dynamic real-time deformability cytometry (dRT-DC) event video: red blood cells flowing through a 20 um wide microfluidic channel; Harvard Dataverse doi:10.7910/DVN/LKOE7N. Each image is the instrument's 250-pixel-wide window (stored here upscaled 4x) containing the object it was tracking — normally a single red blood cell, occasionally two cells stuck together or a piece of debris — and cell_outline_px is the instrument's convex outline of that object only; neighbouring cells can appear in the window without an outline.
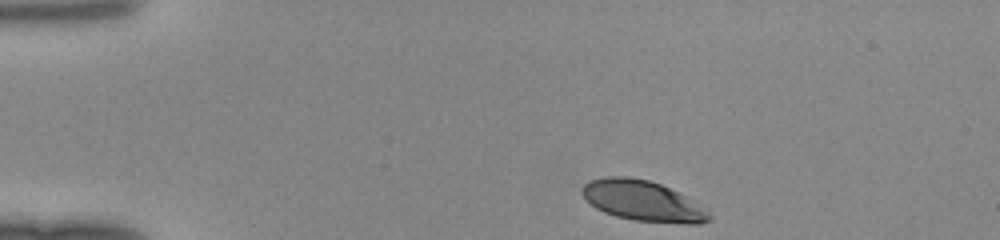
{"species": "human", "species_latin": "Homo sapiens", "temperature_condition": "room temperature", "stored_images_in_passage": 33, "camera_frame_rate_fps": 3000, "um_per_image_px": 0.085, "donor": {"sex": "female"}, "frame": {"image": 1, "passage_image": 1, "time_ms": 0.0, "image_size_px": [1000, 240], "cell_outline_px": [[712, 220], [700, 224], [688, 224], [632, 220], [616, 216], [604, 212], [596, 208], [580, 192], [580, 188], [588, 180], [604, 176], [628, 176], [648, 180], [660, 184], [688, 196], [712, 216]], "centroid_in_image_um": [54.62, 17.07], "position_along_channel_um": 30.4, "area_um2": 30.11}}
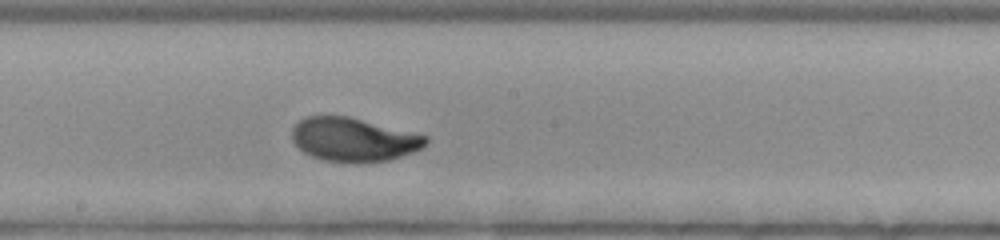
{"frame": {"image": 2, "passage_image": 19, "time_ms": 6.0, "image_size_px": [1000, 240], "cell_outline_px": [[428, 140], [420, 148], [412, 152], [392, 160], [360, 164], [352, 164], [324, 160], [312, 156], [304, 152], [292, 140], [292, 128], [304, 116], [348, 116], [428, 136]], "centroid_in_image_um": [30.04, 11.88], "position_along_channel_um": 218.2, "area_um2": 34.22}}
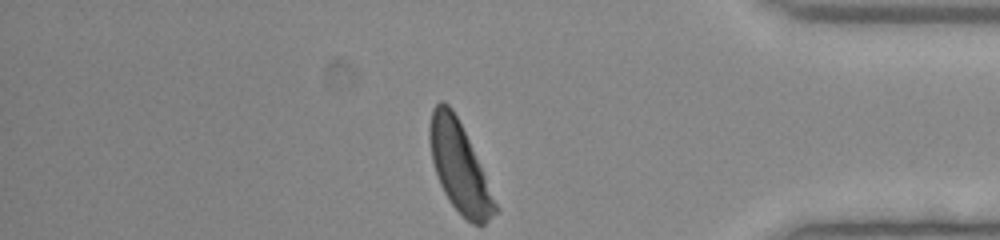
{"frame": {"image": 3, "passage_image": 33, "time_ms": 10.667, "image_size_px": [1000, 240], "cell_outline_px": [[500, 208], [484, 224], [472, 224], [452, 204], [444, 192], [440, 184], [432, 160], [428, 136], [428, 132], [432, 108], [440, 100], [448, 104], [452, 108], [468, 140]], "centroid_in_image_um": [39.03, 14.2], "position_along_channel_um": 396.2, "area_um2": 33.41}}